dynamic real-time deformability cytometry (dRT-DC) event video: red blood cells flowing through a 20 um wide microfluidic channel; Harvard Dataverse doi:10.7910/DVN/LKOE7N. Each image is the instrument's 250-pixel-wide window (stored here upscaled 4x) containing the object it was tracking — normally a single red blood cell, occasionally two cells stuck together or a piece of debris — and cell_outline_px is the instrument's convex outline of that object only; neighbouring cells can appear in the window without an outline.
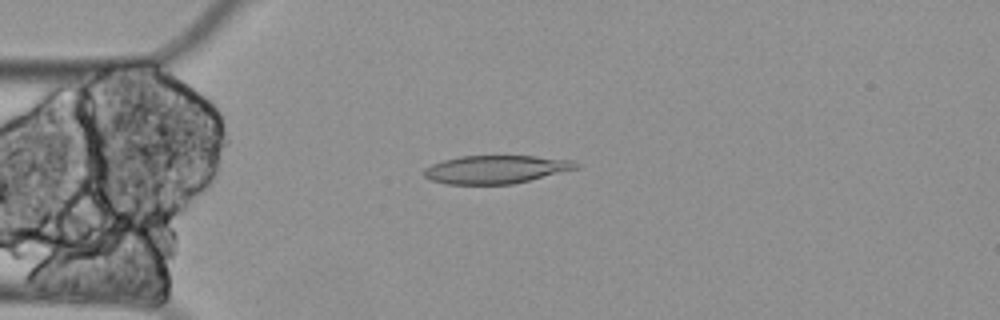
{"species": "Egyptian fruit bat (a non-hibernating species)", "species_latin": "Rousettus aegyptiacus", "temperature_condition": "cold", "stored_images_in_passage": 59, "camera_frame_rate_fps": 3000, "um_per_image_px": 0.085, "animal": {"sex": "female"}, "frame": {"image": 1, "passage_image": 14, "time_ms": 4.333, "image_size_px": [1000, 320], "cell_outline_px": [[580, 168], [512, 184], [444, 184], [428, 180], [424, 176], [424, 168], [432, 164], [444, 160], [460, 156], [536, 156], [572, 160], [580, 164]], "centroid_in_image_um": [42.14, 14.4], "position_along_channel_um": 42.9, "area_um2": 25.03}}
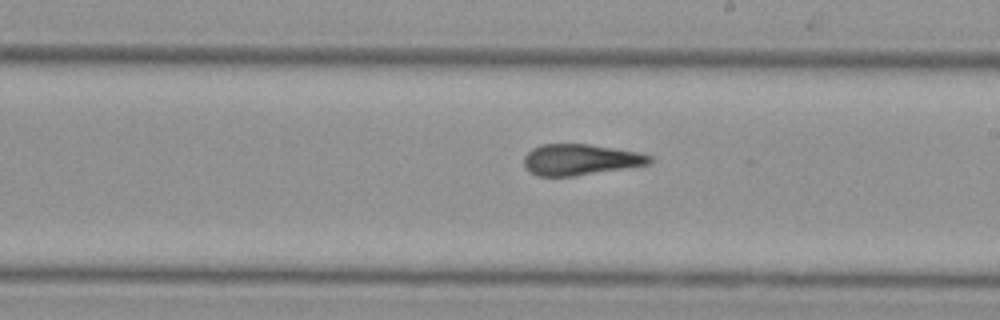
{"frame": {"image": 2, "passage_image": 33, "time_ms": 10.667, "image_size_px": [1000, 320], "cell_outline_px": [[652, 164], [576, 176], [536, 176], [524, 164], [524, 156], [532, 148], [540, 144], [588, 144], [636, 152], [652, 156]], "centroid_in_image_um": [49.34, 13.57], "position_along_channel_um": 239.7, "area_um2": 22.66}}
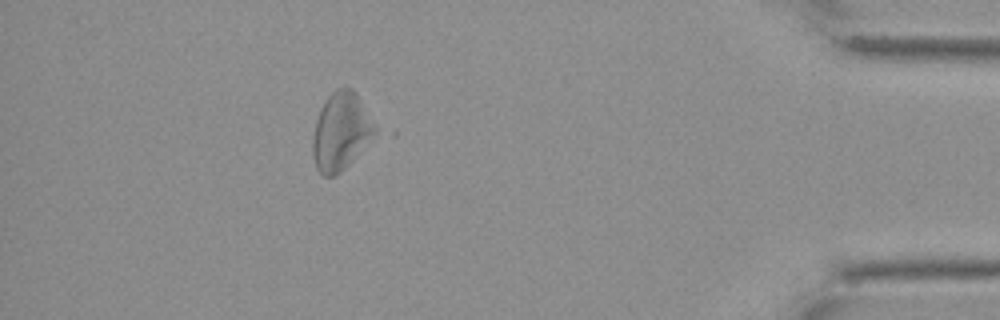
{"frame": {"image": 3, "passage_image": 53, "time_ms": 17.333, "image_size_px": [1000, 320], "cell_outline_px": [[376, 132], [344, 168], [340, 172], [332, 176], [324, 176], [316, 168], [312, 156], [312, 136], [316, 120], [320, 108], [324, 100], [336, 88], [352, 88], [356, 92], [376, 128]], "centroid_in_image_um": [28.92, 11.15], "position_along_channel_um": 406.3, "area_um2": 27.63}, "authors_computed_cell_mechanics": {"area_um2": 26.0678, "velocity_mm_per_s": 3.2363, "shape_relaxation_time_tau1_ms": null, "shape_relaxation_time_tau2_ms": 3.602, "deformation_change_tau1": null, "deformation_change_tau2": 0.1292}}